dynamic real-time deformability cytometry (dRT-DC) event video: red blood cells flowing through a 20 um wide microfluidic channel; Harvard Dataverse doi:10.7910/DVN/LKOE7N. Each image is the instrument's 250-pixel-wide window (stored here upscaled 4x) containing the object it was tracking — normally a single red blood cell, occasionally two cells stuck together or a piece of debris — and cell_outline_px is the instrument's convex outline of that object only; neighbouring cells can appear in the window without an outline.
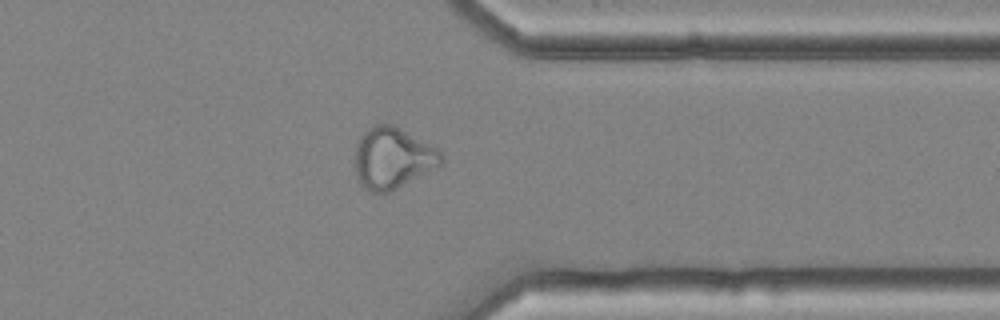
{"species": "common noctule bat (a hibernating species)", "species_latin": "Nyctalus noctula", "temperature_condition": "cold", "stored_images_in_passage": 38, "camera_frame_rate_fps": 3000, "um_per_image_px": 0.085, "animal": {"sex": "female", "body_mass_g": 25.1}, "frame": {"image": 1, "passage_image": 27, "time_ms": 8.667, "image_size_px": [1000, 320], "cell_outline_px": [[444, 160], [436, 168], [388, 192], [368, 192], [360, 184], [356, 176], [356, 144], [360, 136], [368, 128], [376, 124], [392, 124], [400, 128], [436, 148], [444, 156]], "centroid_in_image_um": [33.36, 13.44], "position_along_channel_um": 378.0, "area_um2": 30.46}, "authors_computed_cell_mechanics": {"area_um2": 29.5358, "velocity_mm_per_s": 3.6258, "shape_relaxation_time_tau1_ms": null, "shape_relaxation_time_tau2_ms": 2.1689, "deformation_change_tau1": null, "deformation_change_tau2": 0.0819}}